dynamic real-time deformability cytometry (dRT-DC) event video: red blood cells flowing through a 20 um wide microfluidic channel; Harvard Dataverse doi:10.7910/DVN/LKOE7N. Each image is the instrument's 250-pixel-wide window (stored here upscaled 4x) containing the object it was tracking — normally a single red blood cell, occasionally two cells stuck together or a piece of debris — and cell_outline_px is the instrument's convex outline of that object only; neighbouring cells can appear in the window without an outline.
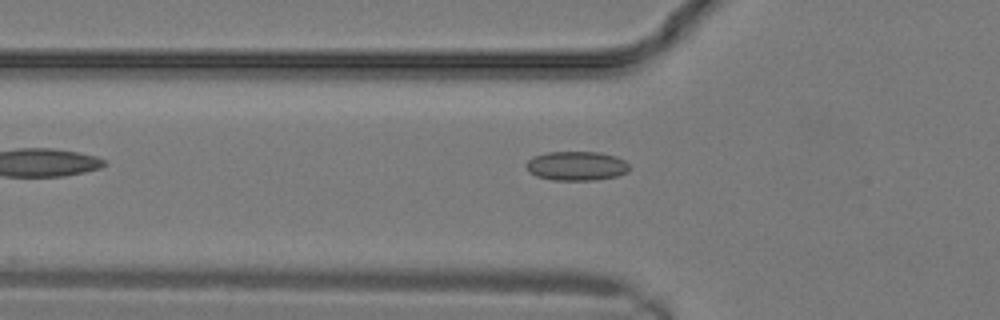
{"species": "common noctule bat (a hibernating species)", "species_latin": "Nyctalus noctula", "temperature_condition": "warm", "stored_images_in_passage": 3, "camera_frame_rate_fps": 3000, "um_per_image_px": 0.085, "animal": {"sex": "male", "body_mass_g": 19.2, "forearm_length_mm": 51.8}, "frame": {"image": 1, "passage_image": 3, "time_ms": 0.667, "image_size_px": [1000, 320], "cell_outline_px": [[628, 172], [616, 176], [596, 180], [552, 180], [536, 176], [528, 172], [524, 164], [532, 156], [548, 152], [600, 152], [616, 156], [624, 160], [628, 164]], "centroid_in_image_um": [48.96, 14.1], "position_along_channel_um": 76.8, "area_um2": 17.74}}